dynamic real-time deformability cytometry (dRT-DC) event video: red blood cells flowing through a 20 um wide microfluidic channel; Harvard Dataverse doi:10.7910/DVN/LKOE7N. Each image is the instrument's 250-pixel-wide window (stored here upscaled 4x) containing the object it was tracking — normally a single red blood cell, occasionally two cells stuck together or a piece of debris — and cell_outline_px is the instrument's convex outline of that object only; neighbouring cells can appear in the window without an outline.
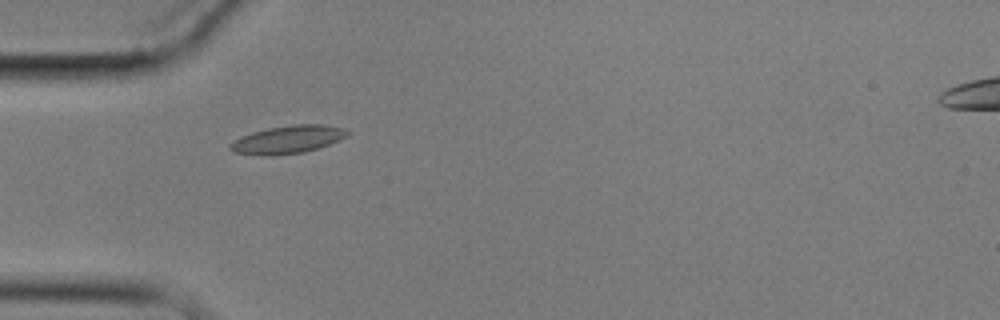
{"species": "common noctule bat (a hibernating species)", "species_latin": "Nyctalus noctula", "temperature_condition": "cold", "stored_images_in_passage": 2, "camera_frame_rate_fps": 3000, "um_per_image_px": 0.085, "animal": {"sex": "male", "body_mass_g": 17.9}, "frame": {"image": 1, "passage_image": 1, "time_ms": 0.0, "image_size_px": [1000, 320], "cell_outline_px": [[352, 132], [348, 136], [328, 144], [304, 152], [272, 156], [260, 156], [232, 152], [228, 148], [228, 144], [240, 136], [252, 132], [268, 128], [296, 124], [324, 124], [344, 128]], "centroid_in_image_um": [24.42, 11.86], "position_along_channel_um": 60.6, "area_um2": 19.31}}
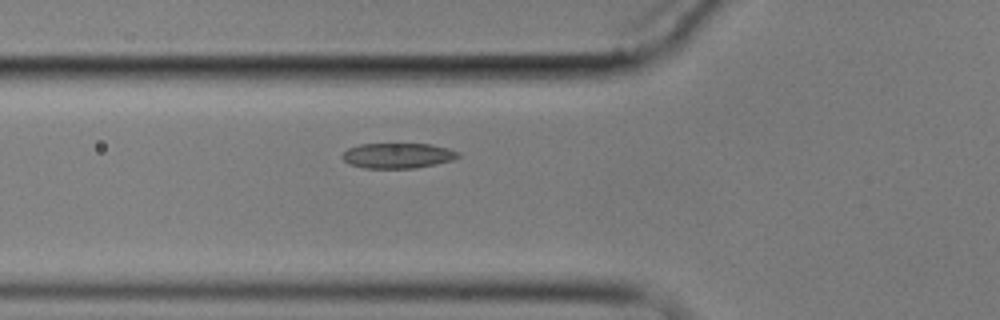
{"frame": {"image": 2, "passage_image": 2, "time_ms": 1.0, "image_size_px": [1000, 320], "cell_outline_px": [[460, 156], [452, 160], [436, 164], [416, 168], [364, 168], [348, 164], [340, 156], [348, 148], [360, 144], [432, 144], [448, 148], [460, 152]], "centroid_in_image_um": [33.81, 13.23], "position_along_channel_um": 92.0, "area_um2": 17.17}}